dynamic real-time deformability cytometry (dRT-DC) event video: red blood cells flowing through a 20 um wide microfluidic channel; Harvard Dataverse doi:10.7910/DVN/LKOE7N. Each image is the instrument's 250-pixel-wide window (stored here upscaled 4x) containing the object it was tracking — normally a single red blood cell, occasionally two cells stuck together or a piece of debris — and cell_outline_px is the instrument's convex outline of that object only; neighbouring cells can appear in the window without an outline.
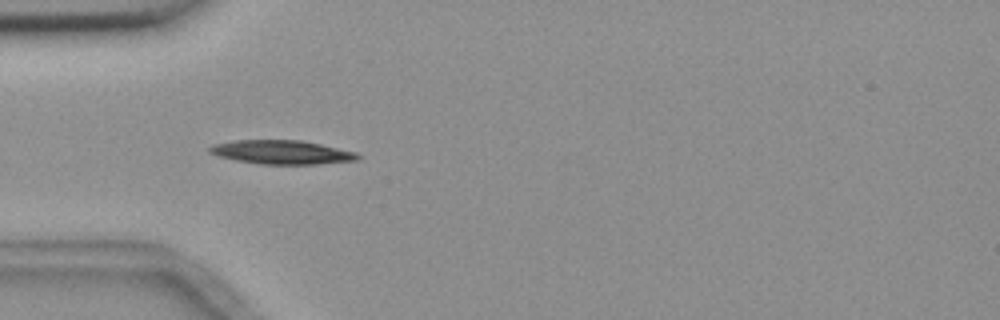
{"species": "common noctule bat (a hibernating species)", "species_latin": "Nyctalus noctula", "temperature_condition": "room temperature", "stored_images_in_passage": 4, "camera_frame_rate_fps": 3000, "um_per_image_px": 0.085, "animal": {"sex": "female", "body_mass_g": 18.4}, "frame": {"image": 1, "passage_image": 3, "time_ms": 2.333, "image_size_px": [1000, 320], "cell_outline_px": [[360, 156], [356, 160], [320, 164], [260, 164], [236, 160], [216, 156], [208, 152], [208, 148], [212, 144], [232, 140], [300, 140], [320, 144], [356, 152]], "centroid_in_image_um": [23.88, 12.93], "position_along_channel_um": 61.1, "area_um2": 20.63}}